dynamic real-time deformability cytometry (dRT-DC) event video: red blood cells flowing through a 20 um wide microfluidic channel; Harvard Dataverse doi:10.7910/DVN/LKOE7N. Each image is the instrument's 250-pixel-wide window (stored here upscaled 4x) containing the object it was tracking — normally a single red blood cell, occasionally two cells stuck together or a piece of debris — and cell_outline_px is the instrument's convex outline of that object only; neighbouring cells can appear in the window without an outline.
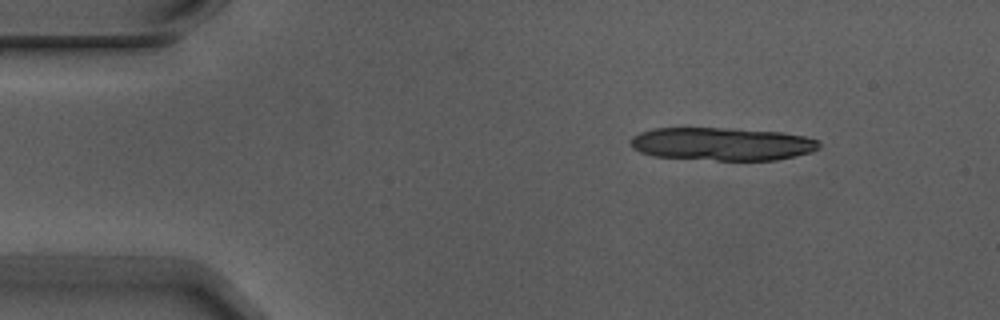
{"species": "Egyptian fruit bat (a non-hibernating species)", "species_latin": "Rousettus aegyptiacus", "temperature_condition": "warm", "stored_images_in_passage": 3, "camera_frame_rate_fps": 3000, "um_per_image_px": 0.085, "animal": {"sex": "male"}, "frame": {"image": 1, "passage_image": 2, "time_ms": 0.333, "image_size_px": [1000, 320], "cell_outline_px": [[820, 148], [812, 152], [796, 156], [776, 160], [716, 160], [652, 156], [640, 152], [632, 148], [632, 136], [640, 132], [652, 128], [724, 128], [780, 132], [804, 136], [820, 140]], "centroid_in_image_um": [61.39, 12.24], "position_along_channel_um": 23.6, "area_um2": 36.36}}